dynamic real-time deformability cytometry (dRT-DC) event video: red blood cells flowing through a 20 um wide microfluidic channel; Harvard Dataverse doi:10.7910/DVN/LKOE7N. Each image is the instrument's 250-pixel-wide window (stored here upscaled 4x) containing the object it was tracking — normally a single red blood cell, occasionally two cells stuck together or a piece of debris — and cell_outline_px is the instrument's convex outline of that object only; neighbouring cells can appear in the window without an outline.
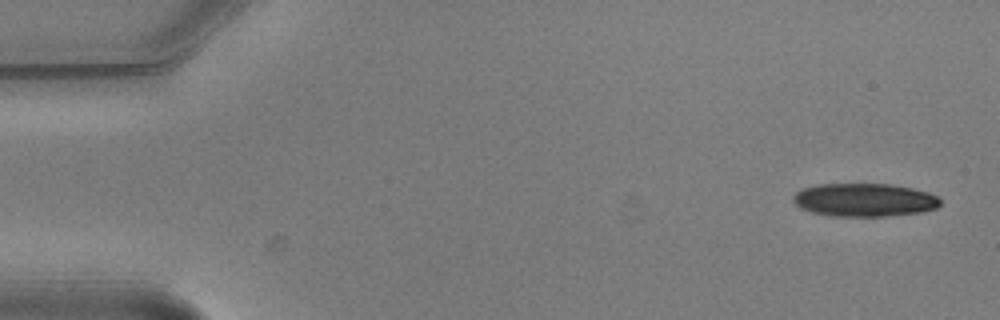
{"species": "common noctule bat (a hibernating species)", "species_latin": "Nyctalus noctula", "temperature_condition": "warm", "stored_images_in_passage": 6, "camera_frame_rate_fps": 3000, "um_per_image_px": 0.085, "animal": {"sex": "male", "body_mass_g": 20.5, "forearm_length_mm": 52.5}, "frame": {"image": 1, "passage_image": 1, "time_ms": 0.0, "image_size_px": [1000, 320], "cell_outline_px": [[940, 204], [936, 208], [924, 212], [888, 216], [832, 216], [812, 212], [800, 208], [792, 200], [792, 196], [796, 192], [804, 188], [816, 184], [892, 184], [912, 188], [928, 192], [936, 196], [940, 200]], "centroid_in_image_um": [73.47, 16.99], "position_along_channel_um": 11.5, "area_um2": 28.61}}